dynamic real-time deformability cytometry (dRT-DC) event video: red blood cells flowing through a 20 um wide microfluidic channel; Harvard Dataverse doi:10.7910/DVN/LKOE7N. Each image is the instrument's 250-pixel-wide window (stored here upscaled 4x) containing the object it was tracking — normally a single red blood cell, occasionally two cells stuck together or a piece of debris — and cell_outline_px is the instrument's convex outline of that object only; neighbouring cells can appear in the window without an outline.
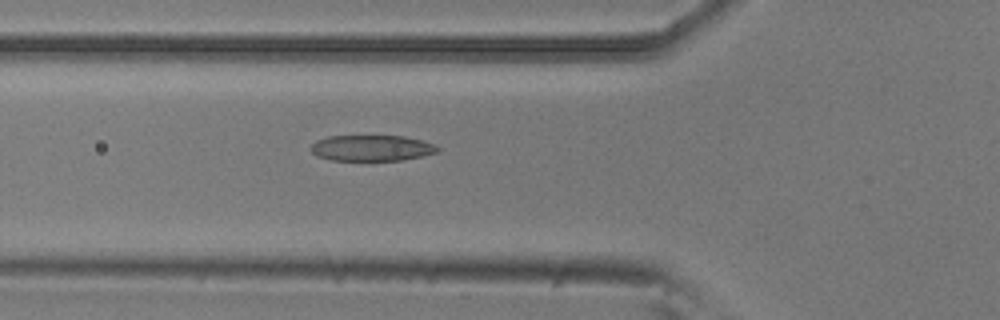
{"species": "common noctule bat (a hibernating species)", "species_latin": "Nyctalus noctula", "temperature_condition": "room temperature", "stored_images_in_passage": 30, "camera_frame_rate_fps": 3000, "um_per_image_px": 0.085, "animal": {"sex": "male", "body_mass_g": 20.5, "forearm_length_mm": 52.5}, "frame": {"image": 1, "passage_image": 19, "time_ms": 6.0, "image_size_px": [1000, 320], "cell_outline_px": [[440, 148], [436, 152], [420, 156], [400, 160], [332, 160], [316, 156], [308, 148], [316, 140], [328, 136], [404, 136], [436, 144]], "centroid_in_image_um": [31.55, 12.57], "position_along_channel_um": 94.3, "area_um2": 19.07}}
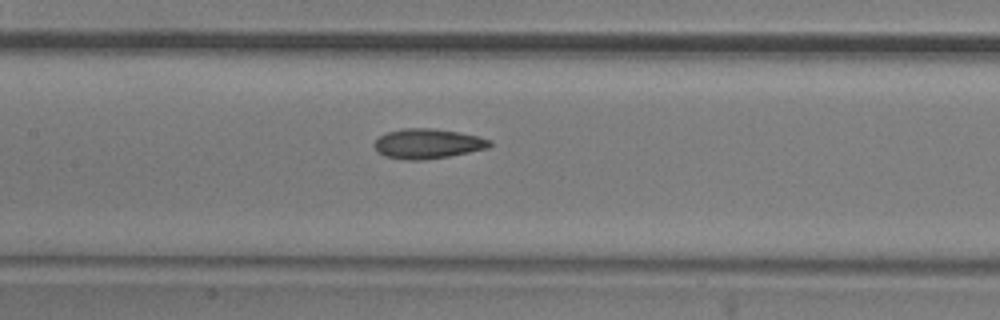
{"frame": {"image": 2, "passage_image": 25, "time_ms": 8.0, "image_size_px": [1000, 320], "cell_outline_px": [[492, 144], [488, 148], [448, 156], [424, 160], [404, 160], [384, 156], [376, 152], [372, 144], [380, 136], [388, 132], [404, 128], [432, 128], [460, 132], [492, 140]], "centroid_in_image_um": [36.32, 12.22], "position_along_channel_um": 171.1, "area_um2": 20.17}}
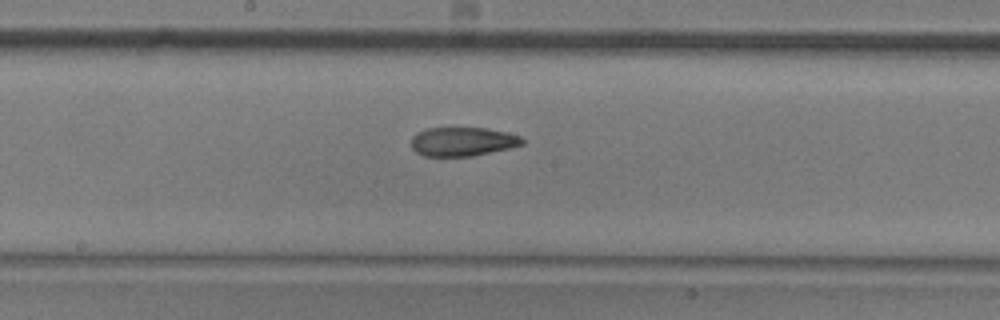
{"frame": {"image": 3, "passage_image": 28, "time_ms": 9.0, "image_size_px": [1000, 320], "cell_outline_px": [[524, 144], [508, 148], [472, 156], [424, 156], [416, 152], [412, 148], [412, 136], [416, 132], [428, 128], [484, 128], [504, 132], [520, 136], [524, 140]], "centroid_in_image_um": [39.29, 12.04], "position_along_channel_um": 208.9, "area_um2": 18.55}}